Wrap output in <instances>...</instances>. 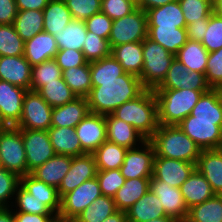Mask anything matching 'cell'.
<instances>
[{
    "label": "cell",
    "instance_id": "36",
    "mask_svg": "<svg viewBox=\"0 0 222 222\" xmlns=\"http://www.w3.org/2000/svg\"><path fill=\"white\" fill-rule=\"evenodd\" d=\"M13 25L18 35L26 42L38 33L43 32V11L18 10Z\"/></svg>",
    "mask_w": 222,
    "mask_h": 222
},
{
    "label": "cell",
    "instance_id": "27",
    "mask_svg": "<svg viewBox=\"0 0 222 222\" xmlns=\"http://www.w3.org/2000/svg\"><path fill=\"white\" fill-rule=\"evenodd\" d=\"M126 215L128 222H146L166 216L160 199L150 190L126 211Z\"/></svg>",
    "mask_w": 222,
    "mask_h": 222
},
{
    "label": "cell",
    "instance_id": "64",
    "mask_svg": "<svg viewBox=\"0 0 222 222\" xmlns=\"http://www.w3.org/2000/svg\"><path fill=\"white\" fill-rule=\"evenodd\" d=\"M146 222H178V220L169 216H163Z\"/></svg>",
    "mask_w": 222,
    "mask_h": 222
},
{
    "label": "cell",
    "instance_id": "61",
    "mask_svg": "<svg viewBox=\"0 0 222 222\" xmlns=\"http://www.w3.org/2000/svg\"><path fill=\"white\" fill-rule=\"evenodd\" d=\"M175 0H137V8H141L143 11L147 12L149 9L160 7L165 4L174 2Z\"/></svg>",
    "mask_w": 222,
    "mask_h": 222
},
{
    "label": "cell",
    "instance_id": "29",
    "mask_svg": "<svg viewBox=\"0 0 222 222\" xmlns=\"http://www.w3.org/2000/svg\"><path fill=\"white\" fill-rule=\"evenodd\" d=\"M20 185L34 198L41 200L56 216L60 210L58 189L36 179L31 173L20 177Z\"/></svg>",
    "mask_w": 222,
    "mask_h": 222
},
{
    "label": "cell",
    "instance_id": "20",
    "mask_svg": "<svg viewBox=\"0 0 222 222\" xmlns=\"http://www.w3.org/2000/svg\"><path fill=\"white\" fill-rule=\"evenodd\" d=\"M107 141L127 149L139 147L146 139L130 124L116 118L113 114L105 115Z\"/></svg>",
    "mask_w": 222,
    "mask_h": 222
},
{
    "label": "cell",
    "instance_id": "70",
    "mask_svg": "<svg viewBox=\"0 0 222 222\" xmlns=\"http://www.w3.org/2000/svg\"><path fill=\"white\" fill-rule=\"evenodd\" d=\"M218 0H211V2L214 4L215 2H217Z\"/></svg>",
    "mask_w": 222,
    "mask_h": 222
},
{
    "label": "cell",
    "instance_id": "44",
    "mask_svg": "<svg viewBox=\"0 0 222 222\" xmlns=\"http://www.w3.org/2000/svg\"><path fill=\"white\" fill-rule=\"evenodd\" d=\"M13 212L29 214H54L41 200L34 198L21 185L18 186L10 207Z\"/></svg>",
    "mask_w": 222,
    "mask_h": 222
},
{
    "label": "cell",
    "instance_id": "45",
    "mask_svg": "<svg viewBox=\"0 0 222 222\" xmlns=\"http://www.w3.org/2000/svg\"><path fill=\"white\" fill-rule=\"evenodd\" d=\"M24 45L13 24H0V56L24 55Z\"/></svg>",
    "mask_w": 222,
    "mask_h": 222
},
{
    "label": "cell",
    "instance_id": "62",
    "mask_svg": "<svg viewBox=\"0 0 222 222\" xmlns=\"http://www.w3.org/2000/svg\"><path fill=\"white\" fill-rule=\"evenodd\" d=\"M102 222H128L126 212L117 210Z\"/></svg>",
    "mask_w": 222,
    "mask_h": 222
},
{
    "label": "cell",
    "instance_id": "16",
    "mask_svg": "<svg viewBox=\"0 0 222 222\" xmlns=\"http://www.w3.org/2000/svg\"><path fill=\"white\" fill-rule=\"evenodd\" d=\"M149 190L158 196L166 216L176 220H185L189 209L186 206L180 188L172 187L164 181L150 178Z\"/></svg>",
    "mask_w": 222,
    "mask_h": 222
},
{
    "label": "cell",
    "instance_id": "34",
    "mask_svg": "<svg viewBox=\"0 0 222 222\" xmlns=\"http://www.w3.org/2000/svg\"><path fill=\"white\" fill-rule=\"evenodd\" d=\"M209 52L199 41L187 40L182 48L175 54V58L189 71L206 73Z\"/></svg>",
    "mask_w": 222,
    "mask_h": 222
},
{
    "label": "cell",
    "instance_id": "54",
    "mask_svg": "<svg viewBox=\"0 0 222 222\" xmlns=\"http://www.w3.org/2000/svg\"><path fill=\"white\" fill-rule=\"evenodd\" d=\"M136 9L134 0H101V12L112 20L129 15Z\"/></svg>",
    "mask_w": 222,
    "mask_h": 222
},
{
    "label": "cell",
    "instance_id": "41",
    "mask_svg": "<svg viewBox=\"0 0 222 222\" xmlns=\"http://www.w3.org/2000/svg\"><path fill=\"white\" fill-rule=\"evenodd\" d=\"M189 222H222V201L215 194L201 204L192 206L188 211Z\"/></svg>",
    "mask_w": 222,
    "mask_h": 222
},
{
    "label": "cell",
    "instance_id": "69",
    "mask_svg": "<svg viewBox=\"0 0 222 222\" xmlns=\"http://www.w3.org/2000/svg\"><path fill=\"white\" fill-rule=\"evenodd\" d=\"M178 222H189V221L185 219V220H179Z\"/></svg>",
    "mask_w": 222,
    "mask_h": 222
},
{
    "label": "cell",
    "instance_id": "38",
    "mask_svg": "<svg viewBox=\"0 0 222 222\" xmlns=\"http://www.w3.org/2000/svg\"><path fill=\"white\" fill-rule=\"evenodd\" d=\"M128 149L115 143L105 141L94 153L97 170L120 169Z\"/></svg>",
    "mask_w": 222,
    "mask_h": 222
},
{
    "label": "cell",
    "instance_id": "58",
    "mask_svg": "<svg viewBox=\"0 0 222 222\" xmlns=\"http://www.w3.org/2000/svg\"><path fill=\"white\" fill-rule=\"evenodd\" d=\"M208 27V19H199L186 26L188 40L201 42Z\"/></svg>",
    "mask_w": 222,
    "mask_h": 222
},
{
    "label": "cell",
    "instance_id": "7",
    "mask_svg": "<svg viewBox=\"0 0 222 222\" xmlns=\"http://www.w3.org/2000/svg\"><path fill=\"white\" fill-rule=\"evenodd\" d=\"M147 13L137 8L131 14L113 20L109 43L111 48L126 43L143 42L147 37Z\"/></svg>",
    "mask_w": 222,
    "mask_h": 222
},
{
    "label": "cell",
    "instance_id": "68",
    "mask_svg": "<svg viewBox=\"0 0 222 222\" xmlns=\"http://www.w3.org/2000/svg\"><path fill=\"white\" fill-rule=\"evenodd\" d=\"M217 196L220 198V200L222 201V191H220Z\"/></svg>",
    "mask_w": 222,
    "mask_h": 222
},
{
    "label": "cell",
    "instance_id": "11",
    "mask_svg": "<svg viewBox=\"0 0 222 222\" xmlns=\"http://www.w3.org/2000/svg\"><path fill=\"white\" fill-rule=\"evenodd\" d=\"M155 149L149 140L139 147L128 149L124 162L120 167L122 176L127 179L151 178L153 175V163Z\"/></svg>",
    "mask_w": 222,
    "mask_h": 222
},
{
    "label": "cell",
    "instance_id": "59",
    "mask_svg": "<svg viewBox=\"0 0 222 222\" xmlns=\"http://www.w3.org/2000/svg\"><path fill=\"white\" fill-rule=\"evenodd\" d=\"M55 214H29L24 212H14L15 222H52Z\"/></svg>",
    "mask_w": 222,
    "mask_h": 222
},
{
    "label": "cell",
    "instance_id": "53",
    "mask_svg": "<svg viewBox=\"0 0 222 222\" xmlns=\"http://www.w3.org/2000/svg\"><path fill=\"white\" fill-rule=\"evenodd\" d=\"M205 76L212 89H222V48L209 53Z\"/></svg>",
    "mask_w": 222,
    "mask_h": 222
},
{
    "label": "cell",
    "instance_id": "21",
    "mask_svg": "<svg viewBox=\"0 0 222 222\" xmlns=\"http://www.w3.org/2000/svg\"><path fill=\"white\" fill-rule=\"evenodd\" d=\"M90 114L86 97H77L63 106L52 109L51 127L75 128Z\"/></svg>",
    "mask_w": 222,
    "mask_h": 222
},
{
    "label": "cell",
    "instance_id": "12",
    "mask_svg": "<svg viewBox=\"0 0 222 222\" xmlns=\"http://www.w3.org/2000/svg\"><path fill=\"white\" fill-rule=\"evenodd\" d=\"M26 153L27 174L56 155L47 131L21 130Z\"/></svg>",
    "mask_w": 222,
    "mask_h": 222
},
{
    "label": "cell",
    "instance_id": "67",
    "mask_svg": "<svg viewBox=\"0 0 222 222\" xmlns=\"http://www.w3.org/2000/svg\"><path fill=\"white\" fill-rule=\"evenodd\" d=\"M6 126L3 124V122L1 121V119H0V130L1 129H3V128H5Z\"/></svg>",
    "mask_w": 222,
    "mask_h": 222
},
{
    "label": "cell",
    "instance_id": "55",
    "mask_svg": "<svg viewBox=\"0 0 222 222\" xmlns=\"http://www.w3.org/2000/svg\"><path fill=\"white\" fill-rule=\"evenodd\" d=\"M84 22L87 31L93 32L104 39H109L113 20L110 19L106 14L100 11Z\"/></svg>",
    "mask_w": 222,
    "mask_h": 222
},
{
    "label": "cell",
    "instance_id": "25",
    "mask_svg": "<svg viewBox=\"0 0 222 222\" xmlns=\"http://www.w3.org/2000/svg\"><path fill=\"white\" fill-rule=\"evenodd\" d=\"M192 120L216 121L222 125V89H210L202 94L192 109Z\"/></svg>",
    "mask_w": 222,
    "mask_h": 222
},
{
    "label": "cell",
    "instance_id": "22",
    "mask_svg": "<svg viewBox=\"0 0 222 222\" xmlns=\"http://www.w3.org/2000/svg\"><path fill=\"white\" fill-rule=\"evenodd\" d=\"M57 52L54 36L44 31L26 41L24 45V57L31 66L54 59Z\"/></svg>",
    "mask_w": 222,
    "mask_h": 222
},
{
    "label": "cell",
    "instance_id": "30",
    "mask_svg": "<svg viewBox=\"0 0 222 222\" xmlns=\"http://www.w3.org/2000/svg\"><path fill=\"white\" fill-rule=\"evenodd\" d=\"M146 13L148 26H176L178 28H186L187 26L178 0L149 9Z\"/></svg>",
    "mask_w": 222,
    "mask_h": 222
},
{
    "label": "cell",
    "instance_id": "46",
    "mask_svg": "<svg viewBox=\"0 0 222 222\" xmlns=\"http://www.w3.org/2000/svg\"><path fill=\"white\" fill-rule=\"evenodd\" d=\"M90 72L91 81L116 80L125 73L120 63L112 55L90 62Z\"/></svg>",
    "mask_w": 222,
    "mask_h": 222
},
{
    "label": "cell",
    "instance_id": "4",
    "mask_svg": "<svg viewBox=\"0 0 222 222\" xmlns=\"http://www.w3.org/2000/svg\"><path fill=\"white\" fill-rule=\"evenodd\" d=\"M209 90L155 89L159 125L177 126L190 115L203 93Z\"/></svg>",
    "mask_w": 222,
    "mask_h": 222
},
{
    "label": "cell",
    "instance_id": "52",
    "mask_svg": "<svg viewBox=\"0 0 222 222\" xmlns=\"http://www.w3.org/2000/svg\"><path fill=\"white\" fill-rule=\"evenodd\" d=\"M75 20L85 21L101 11V0H64Z\"/></svg>",
    "mask_w": 222,
    "mask_h": 222
},
{
    "label": "cell",
    "instance_id": "60",
    "mask_svg": "<svg viewBox=\"0 0 222 222\" xmlns=\"http://www.w3.org/2000/svg\"><path fill=\"white\" fill-rule=\"evenodd\" d=\"M18 10H38L43 11L49 0H15Z\"/></svg>",
    "mask_w": 222,
    "mask_h": 222
},
{
    "label": "cell",
    "instance_id": "5",
    "mask_svg": "<svg viewBox=\"0 0 222 222\" xmlns=\"http://www.w3.org/2000/svg\"><path fill=\"white\" fill-rule=\"evenodd\" d=\"M174 59V54L146 37L143 41V69L139 77L144 88L155 90L163 82Z\"/></svg>",
    "mask_w": 222,
    "mask_h": 222
},
{
    "label": "cell",
    "instance_id": "28",
    "mask_svg": "<svg viewBox=\"0 0 222 222\" xmlns=\"http://www.w3.org/2000/svg\"><path fill=\"white\" fill-rule=\"evenodd\" d=\"M111 55L126 73L140 77L143 69V42H133L112 47Z\"/></svg>",
    "mask_w": 222,
    "mask_h": 222
},
{
    "label": "cell",
    "instance_id": "33",
    "mask_svg": "<svg viewBox=\"0 0 222 222\" xmlns=\"http://www.w3.org/2000/svg\"><path fill=\"white\" fill-rule=\"evenodd\" d=\"M150 178L127 179L116 192L113 200L117 210L126 212L149 190Z\"/></svg>",
    "mask_w": 222,
    "mask_h": 222
},
{
    "label": "cell",
    "instance_id": "43",
    "mask_svg": "<svg viewBox=\"0 0 222 222\" xmlns=\"http://www.w3.org/2000/svg\"><path fill=\"white\" fill-rule=\"evenodd\" d=\"M60 78H62V71L56 60L44 61L32 66L30 90L38 91L45 82H57Z\"/></svg>",
    "mask_w": 222,
    "mask_h": 222
},
{
    "label": "cell",
    "instance_id": "17",
    "mask_svg": "<svg viewBox=\"0 0 222 222\" xmlns=\"http://www.w3.org/2000/svg\"><path fill=\"white\" fill-rule=\"evenodd\" d=\"M196 168V164L165 157H154V179L164 181L172 187L180 188Z\"/></svg>",
    "mask_w": 222,
    "mask_h": 222
},
{
    "label": "cell",
    "instance_id": "9",
    "mask_svg": "<svg viewBox=\"0 0 222 222\" xmlns=\"http://www.w3.org/2000/svg\"><path fill=\"white\" fill-rule=\"evenodd\" d=\"M100 196H102V192L97 178L86 180L61 197L60 210L57 216L62 219L74 220Z\"/></svg>",
    "mask_w": 222,
    "mask_h": 222
},
{
    "label": "cell",
    "instance_id": "18",
    "mask_svg": "<svg viewBox=\"0 0 222 222\" xmlns=\"http://www.w3.org/2000/svg\"><path fill=\"white\" fill-rule=\"evenodd\" d=\"M97 165L93 154H83L72 157L71 167L63 178L58 194L63 195L80 186L84 181L92 179L97 175Z\"/></svg>",
    "mask_w": 222,
    "mask_h": 222
},
{
    "label": "cell",
    "instance_id": "65",
    "mask_svg": "<svg viewBox=\"0 0 222 222\" xmlns=\"http://www.w3.org/2000/svg\"><path fill=\"white\" fill-rule=\"evenodd\" d=\"M213 5H214V12L222 16V0H218Z\"/></svg>",
    "mask_w": 222,
    "mask_h": 222
},
{
    "label": "cell",
    "instance_id": "47",
    "mask_svg": "<svg viewBox=\"0 0 222 222\" xmlns=\"http://www.w3.org/2000/svg\"><path fill=\"white\" fill-rule=\"evenodd\" d=\"M111 46L108 39H104L93 32L87 31L82 52L87 62H93L111 56Z\"/></svg>",
    "mask_w": 222,
    "mask_h": 222
},
{
    "label": "cell",
    "instance_id": "42",
    "mask_svg": "<svg viewBox=\"0 0 222 222\" xmlns=\"http://www.w3.org/2000/svg\"><path fill=\"white\" fill-rule=\"evenodd\" d=\"M116 211L117 209L113 198L102 195L84 209L74 219V222H102Z\"/></svg>",
    "mask_w": 222,
    "mask_h": 222
},
{
    "label": "cell",
    "instance_id": "6",
    "mask_svg": "<svg viewBox=\"0 0 222 222\" xmlns=\"http://www.w3.org/2000/svg\"><path fill=\"white\" fill-rule=\"evenodd\" d=\"M0 166L19 177L27 174L26 153L21 129L15 126L0 130Z\"/></svg>",
    "mask_w": 222,
    "mask_h": 222
},
{
    "label": "cell",
    "instance_id": "56",
    "mask_svg": "<svg viewBox=\"0 0 222 222\" xmlns=\"http://www.w3.org/2000/svg\"><path fill=\"white\" fill-rule=\"evenodd\" d=\"M54 59L61 68V71H64L71 67H79L87 63L84 58L83 52L74 49L58 50Z\"/></svg>",
    "mask_w": 222,
    "mask_h": 222
},
{
    "label": "cell",
    "instance_id": "15",
    "mask_svg": "<svg viewBox=\"0 0 222 222\" xmlns=\"http://www.w3.org/2000/svg\"><path fill=\"white\" fill-rule=\"evenodd\" d=\"M26 89L0 80V119L5 126H16L20 121Z\"/></svg>",
    "mask_w": 222,
    "mask_h": 222
},
{
    "label": "cell",
    "instance_id": "23",
    "mask_svg": "<svg viewBox=\"0 0 222 222\" xmlns=\"http://www.w3.org/2000/svg\"><path fill=\"white\" fill-rule=\"evenodd\" d=\"M196 169L209 182L212 191H222V149L201 150Z\"/></svg>",
    "mask_w": 222,
    "mask_h": 222
},
{
    "label": "cell",
    "instance_id": "2",
    "mask_svg": "<svg viewBox=\"0 0 222 222\" xmlns=\"http://www.w3.org/2000/svg\"><path fill=\"white\" fill-rule=\"evenodd\" d=\"M112 114L132 125L146 140H149L159 127L158 104L153 90L145 89L136 98L116 108Z\"/></svg>",
    "mask_w": 222,
    "mask_h": 222
},
{
    "label": "cell",
    "instance_id": "40",
    "mask_svg": "<svg viewBox=\"0 0 222 222\" xmlns=\"http://www.w3.org/2000/svg\"><path fill=\"white\" fill-rule=\"evenodd\" d=\"M37 92L52 108L63 106L77 98L63 78L57 79V82H45Z\"/></svg>",
    "mask_w": 222,
    "mask_h": 222
},
{
    "label": "cell",
    "instance_id": "51",
    "mask_svg": "<svg viewBox=\"0 0 222 222\" xmlns=\"http://www.w3.org/2000/svg\"><path fill=\"white\" fill-rule=\"evenodd\" d=\"M96 178L102 195L112 198L125 182V178L122 176L120 169L97 171Z\"/></svg>",
    "mask_w": 222,
    "mask_h": 222
},
{
    "label": "cell",
    "instance_id": "66",
    "mask_svg": "<svg viewBox=\"0 0 222 222\" xmlns=\"http://www.w3.org/2000/svg\"><path fill=\"white\" fill-rule=\"evenodd\" d=\"M52 222H74V220L62 219L56 216Z\"/></svg>",
    "mask_w": 222,
    "mask_h": 222
},
{
    "label": "cell",
    "instance_id": "13",
    "mask_svg": "<svg viewBox=\"0 0 222 222\" xmlns=\"http://www.w3.org/2000/svg\"><path fill=\"white\" fill-rule=\"evenodd\" d=\"M193 89L210 90L211 87L206 81V76L197 71H189L176 58L171 63L170 68L163 82L156 89Z\"/></svg>",
    "mask_w": 222,
    "mask_h": 222
},
{
    "label": "cell",
    "instance_id": "14",
    "mask_svg": "<svg viewBox=\"0 0 222 222\" xmlns=\"http://www.w3.org/2000/svg\"><path fill=\"white\" fill-rule=\"evenodd\" d=\"M81 148L86 154H93L106 140L104 115L90 113L76 127Z\"/></svg>",
    "mask_w": 222,
    "mask_h": 222
},
{
    "label": "cell",
    "instance_id": "37",
    "mask_svg": "<svg viewBox=\"0 0 222 222\" xmlns=\"http://www.w3.org/2000/svg\"><path fill=\"white\" fill-rule=\"evenodd\" d=\"M87 29L85 22L75 20L66 25L65 30H61L54 35L57 42L58 50L74 49L82 51L83 43H85Z\"/></svg>",
    "mask_w": 222,
    "mask_h": 222
},
{
    "label": "cell",
    "instance_id": "19",
    "mask_svg": "<svg viewBox=\"0 0 222 222\" xmlns=\"http://www.w3.org/2000/svg\"><path fill=\"white\" fill-rule=\"evenodd\" d=\"M31 72L32 66L24 55L0 56V80L30 90Z\"/></svg>",
    "mask_w": 222,
    "mask_h": 222
},
{
    "label": "cell",
    "instance_id": "57",
    "mask_svg": "<svg viewBox=\"0 0 222 222\" xmlns=\"http://www.w3.org/2000/svg\"><path fill=\"white\" fill-rule=\"evenodd\" d=\"M17 12L15 0H0V24H13Z\"/></svg>",
    "mask_w": 222,
    "mask_h": 222
},
{
    "label": "cell",
    "instance_id": "1",
    "mask_svg": "<svg viewBox=\"0 0 222 222\" xmlns=\"http://www.w3.org/2000/svg\"><path fill=\"white\" fill-rule=\"evenodd\" d=\"M145 90L139 77L124 73L109 81H92L86 97L90 113L109 115L116 108L139 96Z\"/></svg>",
    "mask_w": 222,
    "mask_h": 222
},
{
    "label": "cell",
    "instance_id": "24",
    "mask_svg": "<svg viewBox=\"0 0 222 222\" xmlns=\"http://www.w3.org/2000/svg\"><path fill=\"white\" fill-rule=\"evenodd\" d=\"M72 157L56 154L41 166H38L31 174L44 183L59 188L63 178L71 167Z\"/></svg>",
    "mask_w": 222,
    "mask_h": 222
},
{
    "label": "cell",
    "instance_id": "32",
    "mask_svg": "<svg viewBox=\"0 0 222 222\" xmlns=\"http://www.w3.org/2000/svg\"><path fill=\"white\" fill-rule=\"evenodd\" d=\"M147 37L176 54L187 42L186 28L148 26Z\"/></svg>",
    "mask_w": 222,
    "mask_h": 222
},
{
    "label": "cell",
    "instance_id": "35",
    "mask_svg": "<svg viewBox=\"0 0 222 222\" xmlns=\"http://www.w3.org/2000/svg\"><path fill=\"white\" fill-rule=\"evenodd\" d=\"M43 15V31L53 36L61 30H65L66 25L73 19L64 0H49L48 5L43 10Z\"/></svg>",
    "mask_w": 222,
    "mask_h": 222
},
{
    "label": "cell",
    "instance_id": "31",
    "mask_svg": "<svg viewBox=\"0 0 222 222\" xmlns=\"http://www.w3.org/2000/svg\"><path fill=\"white\" fill-rule=\"evenodd\" d=\"M47 132L56 154L73 157L86 154L81 148L75 128L51 127Z\"/></svg>",
    "mask_w": 222,
    "mask_h": 222
},
{
    "label": "cell",
    "instance_id": "63",
    "mask_svg": "<svg viewBox=\"0 0 222 222\" xmlns=\"http://www.w3.org/2000/svg\"><path fill=\"white\" fill-rule=\"evenodd\" d=\"M0 222H15L14 212L9 208H0Z\"/></svg>",
    "mask_w": 222,
    "mask_h": 222
},
{
    "label": "cell",
    "instance_id": "8",
    "mask_svg": "<svg viewBox=\"0 0 222 222\" xmlns=\"http://www.w3.org/2000/svg\"><path fill=\"white\" fill-rule=\"evenodd\" d=\"M52 109L37 91L27 90L20 121L15 127L21 130L47 131L51 128Z\"/></svg>",
    "mask_w": 222,
    "mask_h": 222
},
{
    "label": "cell",
    "instance_id": "39",
    "mask_svg": "<svg viewBox=\"0 0 222 222\" xmlns=\"http://www.w3.org/2000/svg\"><path fill=\"white\" fill-rule=\"evenodd\" d=\"M62 78L77 97H87L92 88L90 62L62 71Z\"/></svg>",
    "mask_w": 222,
    "mask_h": 222
},
{
    "label": "cell",
    "instance_id": "49",
    "mask_svg": "<svg viewBox=\"0 0 222 222\" xmlns=\"http://www.w3.org/2000/svg\"><path fill=\"white\" fill-rule=\"evenodd\" d=\"M19 185L20 177L0 166V208L11 207Z\"/></svg>",
    "mask_w": 222,
    "mask_h": 222
},
{
    "label": "cell",
    "instance_id": "3",
    "mask_svg": "<svg viewBox=\"0 0 222 222\" xmlns=\"http://www.w3.org/2000/svg\"><path fill=\"white\" fill-rule=\"evenodd\" d=\"M149 141L155 149V157H165L197 164L201 153L197 144L174 125H159Z\"/></svg>",
    "mask_w": 222,
    "mask_h": 222
},
{
    "label": "cell",
    "instance_id": "48",
    "mask_svg": "<svg viewBox=\"0 0 222 222\" xmlns=\"http://www.w3.org/2000/svg\"><path fill=\"white\" fill-rule=\"evenodd\" d=\"M186 24L197 22L199 19H209L214 12V5L211 0H178Z\"/></svg>",
    "mask_w": 222,
    "mask_h": 222
},
{
    "label": "cell",
    "instance_id": "50",
    "mask_svg": "<svg viewBox=\"0 0 222 222\" xmlns=\"http://www.w3.org/2000/svg\"><path fill=\"white\" fill-rule=\"evenodd\" d=\"M201 43L209 53L222 48V16L215 12L210 15Z\"/></svg>",
    "mask_w": 222,
    "mask_h": 222
},
{
    "label": "cell",
    "instance_id": "10",
    "mask_svg": "<svg viewBox=\"0 0 222 222\" xmlns=\"http://www.w3.org/2000/svg\"><path fill=\"white\" fill-rule=\"evenodd\" d=\"M177 127L201 150L222 149V125H216V121L192 120L188 115Z\"/></svg>",
    "mask_w": 222,
    "mask_h": 222
},
{
    "label": "cell",
    "instance_id": "26",
    "mask_svg": "<svg viewBox=\"0 0 222 222\" xmlns=\"http://www.w3.org/2000/svg\"><path fill=\"white\" fill-rule=\"evenodd\" d=\"M180 190L188 209L215 195L209 182L196 168L181 185Z\"/></svg>",
    "mask_w": 222,
    "mask_h": 222
}]
</instances>
